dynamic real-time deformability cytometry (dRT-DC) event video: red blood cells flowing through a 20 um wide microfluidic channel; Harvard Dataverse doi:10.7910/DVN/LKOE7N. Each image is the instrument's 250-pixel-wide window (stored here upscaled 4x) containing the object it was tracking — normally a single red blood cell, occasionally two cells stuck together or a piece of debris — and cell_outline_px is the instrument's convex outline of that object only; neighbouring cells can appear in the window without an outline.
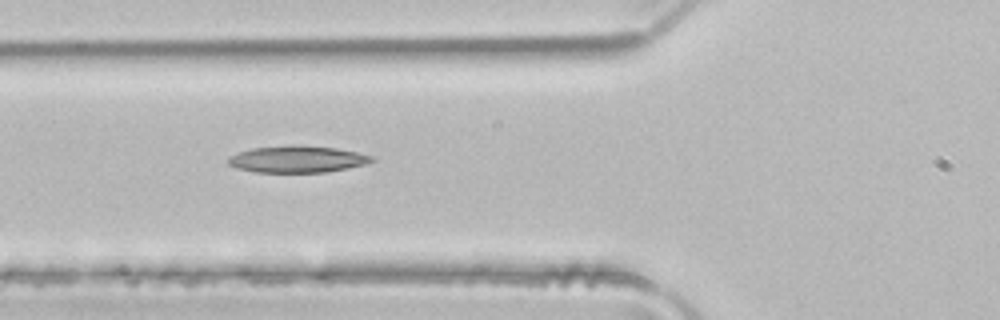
{"species": "common noctule bat (a hibernating species)", "species_latin": "Nyctalus noctula", "temperature_condition": "room temperature", "stored_images_in_passage": 5, "camera_frame_rate_fps": 3000, "um_per_image_px": 0.085, "animal": {"sex": "male", "body_mass_g": 21.5, "forearm_length_mm": 52.0}, "frame": {"image": 1, "passage_image": 5, "time_ms": 1.333, "image_size_px": [1000, 320], "cell_outline_px": [[376, 160], [364, 164], [348, 168], [324, 172], [256, 172], [236, 168], [228, 164], [228, 156], [252, 148], [336, 148], [356, 152], [372, 156]], "centroid_in_image_um": [25.26, 13.58], "position_along_channel_um": 100.5, "area_um2": 21.15}}